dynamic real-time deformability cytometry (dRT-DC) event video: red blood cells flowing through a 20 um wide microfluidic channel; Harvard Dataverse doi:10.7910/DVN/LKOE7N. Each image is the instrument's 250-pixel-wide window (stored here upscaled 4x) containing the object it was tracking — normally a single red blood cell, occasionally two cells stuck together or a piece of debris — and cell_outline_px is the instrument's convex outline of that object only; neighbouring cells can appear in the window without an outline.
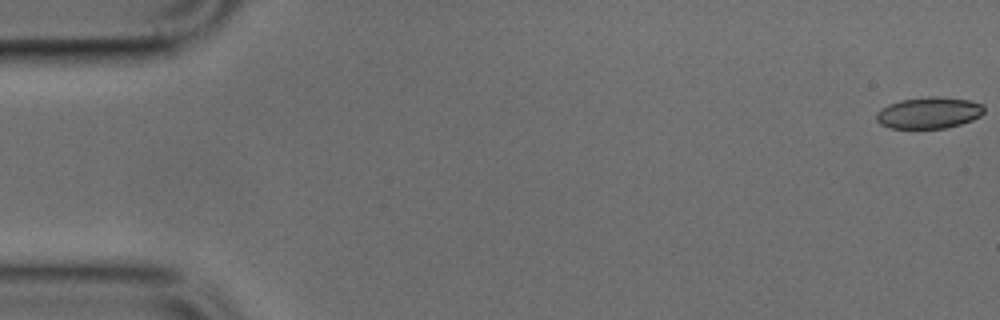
{"species": "common noctule bat (a hibernating species)", "species_latin": "Nyctalus noctula", "temperature_condition": "cold", "stored_images_in_passage": 50, "camera_frame_rate_fps": 3000, "um_per_image_px": 0.085, "animal": {"sex": "male", "body_mass_g": 17.9, "forearm_length_mm": 54.2}, "frame": {"image": 1, "passage_image": 1, "time_ms": 0.0, "image_size_px": [1000, 320], "cell_outline_px": [[984, 112], [980, 116], [972, 120], [960, 124], [944, 128], [892, 128], [880, 124], [876, 120], [876, 112], [880, 108], [888, 104], [900, 100], [928, 96], [936, 96], [968, 100], [984, 104]], "centroid_in_image_um": [78.94, 9.58], "position_along_channel_um": 6.1, "area_um2": 19.83}}
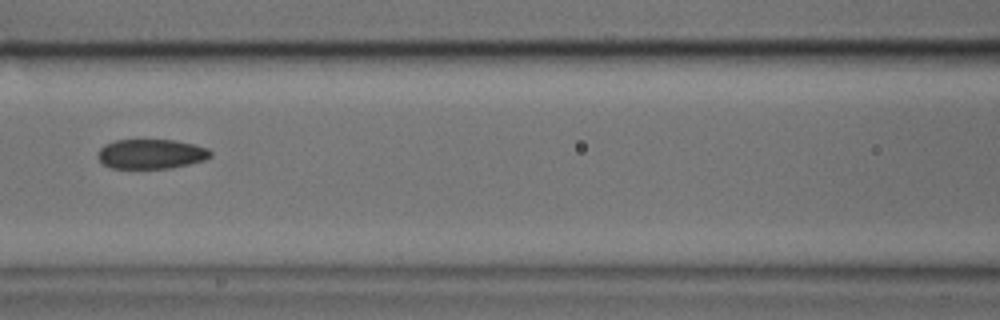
{"frame": {"image": 2, "passage_image": 22, "time_ms": 7.0, "image_size_px": [1000, 320], "cell_outline_px": [[212, 156], [204, 160], [188, 164], [168, 168], [112, 168], [104, 164], [96, 156], [100, 148], [104, 144], [116, 140], [176, 140], [208, 148], [212, 152]], "centroid_in_image_um": [12.84, 13.08], "position_along_channel_um": 153.8, "area_um2": 19.42}}
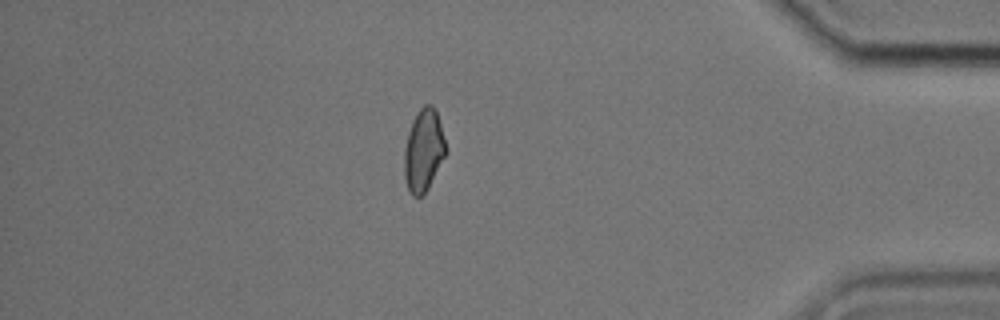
{"frame": {"image": 3, "passage_image": 43, "time_ms": 14.0, "image_size_px": [1000, 320], "cell_outline_px": [[448, 152], [428, 188], [420, 196], [412, 196], [408, 188], [404, 176], [404, 148], [408, 132], [412, 120], [420, 108], [424, 104], [432, 104], [436, 112], [448, 148]], "centroid_in_image_um": [36.02, 12.77], "position_along_channel_um": 399.2, "area_um2": 20.06}}